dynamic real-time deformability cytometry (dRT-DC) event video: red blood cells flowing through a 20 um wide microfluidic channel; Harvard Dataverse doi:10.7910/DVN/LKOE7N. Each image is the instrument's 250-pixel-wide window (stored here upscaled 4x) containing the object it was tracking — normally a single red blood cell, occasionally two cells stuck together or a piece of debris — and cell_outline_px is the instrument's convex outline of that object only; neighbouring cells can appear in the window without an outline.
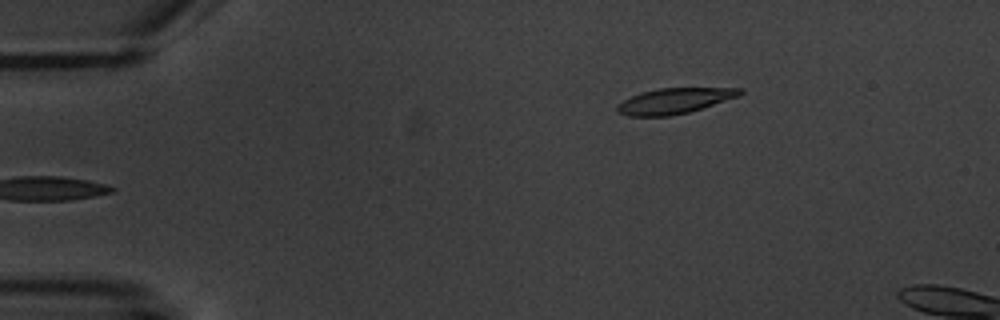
{"species": "common noctule bat (a hibernating species)", "species_latin": "Nyctalus noctula", "temperature_condition": "warm", "stored_images_in_passage": 6, "camera_frame_rate_fps": 3000, "um_per_image_px": 0.085, "animal": {"sex": "male", "body_mass_g": 20.1, "forearm_length_mm": 53.5}, "frame": {"image": 1, "passage_image": 6, "time_ms": 6.667, "image_size_px": [1000, 320], "cell_outline_px": [[744, 92], [740, 96], [688, 112], [668, 116], [628, 116], [616, 112], [616, 104], [640, 92], [660, 88], [744, 88]], "centroid_in_image_um": [57.31, 8.57], "position_along_channel_um": 27.7, "area_um2": 18.26}}